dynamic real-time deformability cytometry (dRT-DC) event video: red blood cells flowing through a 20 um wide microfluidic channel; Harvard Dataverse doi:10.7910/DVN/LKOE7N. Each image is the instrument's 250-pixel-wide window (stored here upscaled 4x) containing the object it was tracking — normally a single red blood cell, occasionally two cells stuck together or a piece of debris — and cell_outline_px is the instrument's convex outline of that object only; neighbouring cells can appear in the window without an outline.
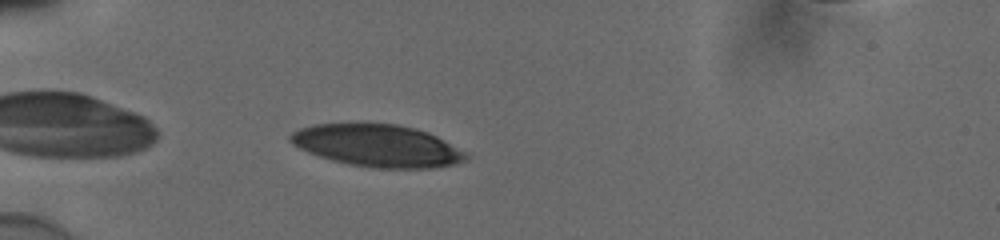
{"species": "human", "species_latin": "Homo sapiens", "temperature_condition": "cold", "stored_images_in_passage": 39, "camera_frame_rate_fps": 3000, "um_per_image_px": 0.085, "donor": {"sex": "male"}, "frame": {"image": 1, "passage_image": 2, "time_ms": 0.333, "image_size_px": [1000, 240], "cell_outline_px": [[468, 160], [452, 164], [432, 168], [372, 168], [348, 164], [332, 160], [308, 152], [292, 144], [288, 140], [288, 136], [292, 132], [300, 128], [316, 124], [396, 124], [416, 128], [428, 132], [468, 152]], "centroid_in_image_um": [32.1, 12.39], "position_along_channel_um": 52.9, "area_um2": 43.18}}
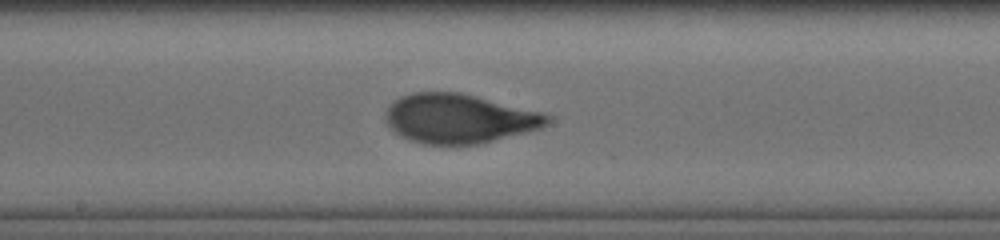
{"frame": {"image": 2, "passage_image": 16, "time_ms": 5.0, "image_size_px": [1000, 240], "cell_outline_px": [[552, 120], [548, 124], [540, 128], [484, 144], [424, 144], [412, 140], [396, 132], [384, 120], [384, 112], [400, 96], [412, 92], [460, 92], [540, 112], [552, 116]], "centroid_in_image_um": [39.04, 10.08], "position_along_channel_um": 209.2, "area_um2": 46.3}}
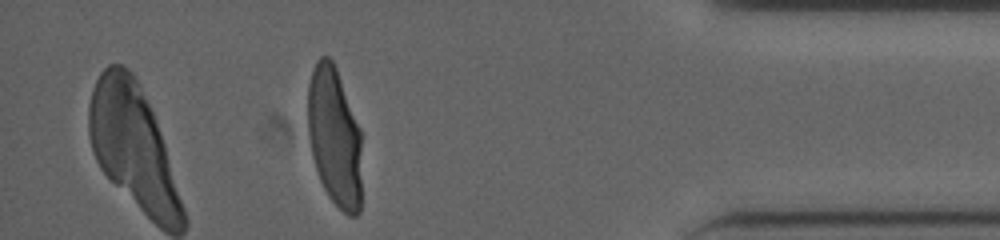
{"frame": {"image": 3, "passage_image": 34, "time_ms": 11.0, "image_size_px": [1000, 240], "cell_outline_px": [[360, 212], [356, 216], [348, 216], [328, 196], [320, 180], [312, 156], [308, 136], [308, 84], [316, 60], [320, 56], [328, 56], [332, 60], [336, 68], [360, 128]], "centroid_in_image_um": [28.42, 11.63], "position_along_channel_um": 406.8, "area_um2": 43.64}, "authors_computed_cell_mechanics": {"area_um2": 45.8354, "velocity_mm_per_s": 3.8606, "shape_relaxation_time_tau1_ms": 4.1261, "shape_relaxation_time_tau2_ms": null, "deformation_change_tau1": 0.1976, "deformation_change_tau2": null}}